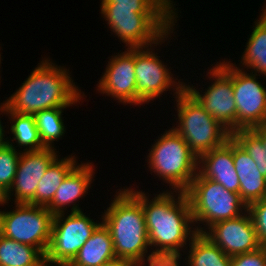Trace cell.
Returning <instances> with one entry per match:
<instances>
[{"label": "cell", "instance_id": "cell-19", "mask_svg": "<svg viewBox=\"0 0 266 266\" xmlns=\"http://www.w3.org/2000/svg\"><path fill=\"white\" fill-rule=\"evenodd\" d=\"M116 259L110 231L101 221L67 266H102Z\"/></svg>", "mask_w": 266, "mask_h": 266}, {"label": "cell", "instance_id": "cell-22", "mask_svg": "<svg viewBox=\"0 0 266 266\" xmlns=\"http://www.w3.org/2000/svg\"><path fill=\"white\" fill-rule=\"evenodd\" d=\"M253 29L240 62L255 74L266 76V15L263 12Z\"/></svg>", "mask_w": 266, "mask_h": 266}, {"label": "cell", "instance_id": "cell-35", "mask_svg": "<svg viewBox=\"0 0 266 266\" xmlns=\"http://www.w3.org/2000/svg\"><path fill=\"white\" fill-rule=\"evenodd\" d=\"M6 192L0 187V205H5Z\"/></svg>", "mask_w": 266, "mask_h": 266}, {"label": "cell", "instance_id": "cell-30", "mask_svg": "<svg viewBox=\"0 0 266 266\" xmlns=\"http://www.w3.org/2000/svg\"><path fill=\"white\" fill-rule=\"evenodd\" d=\"M101 7H174L172 0H102Z\"/></svg>", "mask_w": 266, "mask_h": 266}, {"label": "cell", "instance_id": "cell-1", "mask_svg": "<svg viewBox=\"0 0 266 266\" xmlns=\"http://www.w3.org/2000/svg\"><path fill=\"white\" fill-rule=\"evenodd\" d=\"M142 204L146 230L152 254L180 255V249L197 234L190 203L186 194L178 191L175 198L168 190L157 194L149 202V196L142 191L127 188ZM191 226V227H190Z\"/></svg>", "mask_w": 266, "mask_h": 266}, {"label": "cell", "instance_id": "cell-21", "mask_svg": "<svg viewBox=\"0 0 266 266\" xmlns=\"http://www.w3.org/2000/svg\"><path fill=\"white\" fill-rule=\"evenodd\" d=\"M0 266H46L45 256L33 246L0 234Z\"/></svg>", "mask_w": 266, "mask_h": 266}, {"label": "cell", "instance_id": "cell-9", "mask_svg": "<svg viewBox=\"0 0 266 266\" xmlns=\"http://www.w3.org/2000/svg\"><path fill=\"white\" fill-rule=\"evenodd\" d=\"M64 215L65 212L53 217L50 243L45 254L46 266H67L101 224L82 211L71 212L66 218Z\"/></svg>", "mask_w": 266, "mask_h": 266}, {"label": "cell", "instance_id": "cell-2", "mask_svg": "<svg viewBox=\"0 0 266 266\" xmlns=\"http://www.w3.org/2000/svg\"><path fill=\"white\" fill-rule=\"evenodd\" d=\"M54 64L49 59L42 60L19 89L5 100L7 110L35 115L45 109L68 108L80 102L82 92L72 81L69 70Z\"/></svg>", "mask_w": 266, "mask_h": 266}, {"label": "cell", "instance_id": "cell-33", "mask_svg": "<svg viewBox=\"0 0 266 266\" xmlns=\"http://www.w3.org/2000/svg\"><path fill=\"white\" fill-rule=\"evenodd\" d=\"M102 266H133V265L128 261L116 259L109 263L103 264Z\"/></svg>", "mask_w": 266, "mask_h": 266}, {"label": "cell", "instance_id": "cell-25", "mask_svg": "<svg viewBox=\"0 0 266 266\" xmlns=\"http://www.w3.org/2000/svg\"><path fill=\"white\" fill-rule=\"evenodd\" d=\"M65 108H50L34 115L40 140L45 148H54L53 141H57L65 134L62 112Z\"/></svg>", "mask_w": 266, "mask_h": 266}, {"label": "cell", "instance_id": "cell-14", "mask_svg": "<svg viewBox=\"0 0 266 266\" xmlns=\"http://www.w3.org/2000/svg\"><path fill=\"white\" fill-rule=\"evenodd\" d=\"M55 150V148H44L20 153L14 182L6 193L5 203H9L11 193L14 192L15 203L34 205L39 181L48 166L58 157Z\"/></svg>", "mask_w": 266, "mask_h": 266}, {"label": "cell", "instance_id": "cell-5", "mask_svg": "<svg viewBox=\"0 0 266 266\" xmlns=\"http://www.w3.org/2000/svg\"><path fill=\"white\" fill-rule=\"evenodd\" d=\"M149 169L173 192H185L198 172V158L173 128L166 131L148 153Z\"/></svg>", "mask_w": 266, "mask_h": 266}, {"label": "cell", "instance_id": "cell-20", "mask_svg": "<svg viewBox=\"0 0 266 266\" xmlns=\"http://www.w3.org/2000/svg\"><path fill=\"white\" fill-rule=\"evenodd\" d=\"M75 156L59 159L58 157L48 166L41 177L34 196V205L47 206L65 177L77 166Z\"/></svg>", "mask_w": 266, "mask_h": 266}, {"label": "cell", "instance_id": "cell-26", "mask_svg": "<svg viewBox=\"0 0 266 266\" xmlns=\"http://www.w3.org/2000/svg\"><path fill=\"white\" fill-rule=\"evenodd\" d=\"M231 136L250 155L261 175L266 178V149H264L262 140L251 129H239Z\"/></svg>", "mask_w": 266, "mask_h": 266}, {"label": "cell", "instance_id": "cell-23", "mask_svg": "<svg viewBox=\"0 0 266 266\" xmlns=\"http://www.w3.org/2000/svg\"><path fill=\"white\" fill-rule=\"evenodd\" d=\"M188 266H231V256L225 254L203 233L189 242Z\"/></svg>", "mask_w": 266, "mask_h": 266}, {"label": "cell", "instance_id": "cell-32", "mask_svg": "<svg viewBox=\"0 0 266 266\" xmlns=\"http://www.w3.org/2000/svg\"><path fill=\"white\" fill-rule=\"evenodd\" d=\"M251 130L262 140L264 149H266V123L256 126Z\"/></svg>", "mask_w": 266, "mask_h": 266}, {"label": "cell", "instance_id": "cell-31", "mask_svg": "<svg viewBox=\"0 0 266 266\" xmlns=\"http://www.w3.org/2000/svg\"><path fill=\"white\" fill-rule=\"evenodd\" d=\"M180 255L147 254L146 260L149 266H180Z\"/></svg>", "mask_w": 266, "mask_h": 266}, {"label": "cell", "instance_id": "cell-10", "mask_svg": "<svg viewBox=\"0 0 266 266\" xmlns=\"http://www.w3.org/2000/svg\"><path fill=\"white\" fill-rule=\"evenodd\" d=\"M209 79L215 80L203 94L196 87L185 88L197 99L203 108L231 134L237 131V108L232 88V63L219 62L213 66ZM211 76V77H210Z\"/></svg>", "mask_w": 266, "mask_h": 266}, {"label": "cell", "instance_id": "cell-29", "mask_svg": "<svg viewBox=\"0 0 266 266\" xmlns=\"http://www.w3.org/2000/svg\"><path fill=\"white\" fill-rule=\"evenodd\" d=\"M231 266H266V246L231 257Z\"/></svg>", "mask_w": 266, "mask_h": 266}, {"label": "cell", "instance_id": "cell-28", "mask_svg": "<svg viewBox=\"0 0 266 266\" xmlns=\"http://www.w3.org/2000/svg\"><path fill=\"white\" fill-rule=\"evenodd\" d=\"M257 238L262 246H266V196L248 206Z\"/></svg>", "mask_w": 266, "mask_h": 266}, {"label": "cell", "instance_id": "cell-6", "mask_svg": "<svg viewBox=\"0 0 266 266\" xmlns=\"http://www.w3.org/2000/svg\"><path fill=\"white\" fill-rule=\"evenodd\" d=\"M175 98L179 123L173 129L182 136L197 158L223 145L231 137V133L186 88Z\"/></svg>", "mask_w": 266, "mask_h": 266}, {"label": "cell", "instance_id": "cell-8", "mask_svg": "<svg viewBox=\"0 0 266 266\" xmlns=\"http://www.w3.org/2000/svg\"><path fill=\"white\" fill-rule=\"evenodd\" d=\"M14 204L15 210L0 211V234L33 246L45 256L50 243L54 215L45 206Z\"/></svg>", "mask_w": 266, "mask_h": 266}, {"label": "cell", "instance_id": "cell-15", "mask_svg": "<svg viewBox=\"0 0 266 266\" xmlns=\"http://www.w3.org/2000/svg\"><path fill=\"white\" fill-rule=\"evenodd\" d=\"M126 50L109 59L97 90L114 97L120 103L139 106V94L136 91L135 49Z\"/></svg>", "mask_w": 266, "mask_h": 266}, {"label": "cell", "instance_id": "cell-16", "mask_svg": "<svg viewBox=\"0 0 266 266\" xmlns=\"http://www.w3.org/2000/svg\"><path fill=\"white\" fill-rule=\"evenodd\" d=\"M198 166V173L203 178L213 180L231 192L239 193L240 183L233 160L232 136L223 145L201 155Z\"/></svg>", "mask_w": 266, "mask_h": 266}, {"label": "cell", "instance_id": "cell-12", "mask_svg": "<svg viewBox=\"0 0 266 266\" xmlns=\"http://www.w3.org/2000/svg\"><path fill=\"white\" fill-rule=\"evenodd\" d=\"M135 76L140 105L160 97L170 87L171 89L176 87L173 89L175 94L178 95L186 85L180 80L179 83L175 79L173 80L174 77H172L171 71L152 51L151 46L150 48L146 47V49L135 48Z\"/></svg>", "mask_w": 266, "mask_h": 266}, {"label": "cell", "instance_id": "cell-4", "mask_svg": "<svg viewBox=\"0 0 266 266\" xmlns=\"http://www.w3.org/2000/svg\"><path fill=\"white\" fill-rule=\"evenodd\" d=\"M175 10L174 7H101V14L122 43L128 49H135L165 42L173 33Z\"/></svg>", "mask_w": 266, "mask_h": 266}, {"label": "cell", "instance_id": "cell-3", "mask_svg": "<svg viewBox=\"0 0 266 266\" xmlns=\"http://www.w3.org/2000/svg\"><path fill=\"white\" fill-rule=\"evenodd\" d=\"M116 194L102 222L110 231L116 258L143 266L150 244L142 204L128 189Z\"/></svg>", "mask_w": 266, "mask_h": 266}, {"label": "cell", "instance_id": "cell-13", "mask_svg": "<svg viewBox=\"0 0 266 266\" xmlns=\"http://www.w3.org/2000/svg\"><path fill=\"white\" fill-rule=\"evenodd\" d=\"M194 228L197 233H203L231 257L254 251L262 246L257 238L255 226L248 210L244 215L214 223L206 228L208 232L204 227L195 225Z\"/></svg>", "mask_w": 266, "mask_h": 266}, {"label": "cell", "instance_id": "cell-18", "mask_svg": "<svg viewBox=\"0 0 266 266\" xmlns=\"http://www.w3.org/2000/svg\"><path fill=\"white\" fill-rule=\"evenodd\" d=\"M233 160L239 178L241 200L249 206L266 196V178L244 148L233 138Z\"/></svg>", "mask_w": 266, "mask_h": 266}, {"label": "cell", "instance_id": "cell-11", "mask_svg": "<svg viewBox=\"0 0 266 266\" xmlns=\"http://www.w3.org/2000/svg\"><path fill=\"white\" fill-rule=\"evenodd\" d=\"M232 63V88L237 108V130L252 129L266 123V88L250 74Z\"/></svg>", "mask_w": 266, "mask_h": 266}, {"label": "cell", "instance_id": "cell-7", "mask_svg": "<svg viewBox=\"0 0 266 266\" xmlns=\"http://www.w3.org/2000/svg\"><path fill=\"white\" fill-rule=\"evenodd\" d=\"M184 193L190 203L194 224L203 223L208 228L214 223L236 218L248 210L239 193L203 178L198 172Z\"/></svg>", "mask_w": 266, "mask_h": 266}, {"label": "cell", "instance_id": "cell-17", "mask_svg": "<svg viewBox=\"0 0 266 266\" xmlns=\"http://www.w3.org/2000/svg\"><path fill=\"white\" fill-rule=\"evenodd\" d=\"M94 176L93 165L81 163L77 165L58 187L52 201L46 208L53 214L64 213L72 205L71 212L82 211L76 202L88 191ZM78 199V200H77ZM74 203V204H73Z\"/></svg>", "mask_w": 266, "mask_h": 266}, {"label": "cell", "instance_id": "cell-27", "mask_svg": "<svg viewBox=\"0 0 266 266\" xmlns=\"http://www.w3.org/2000/svg\"><path fill=\"white\" fill-rule=\"evenodd\" d=\"M12 142L0 147V187L7 193L16 175L20 153Z\"/></svg>", "mask_w": 266, "mask_h": 266}, {"label": "cell", "instance_id": "cell-36", "mask_svg": "<svg viewBox=\"0 0 266 266\" xmlns=\"http://www.w3.org/2000/svg\"><path fill=\"white\" fill-rule=\"evenodd\" d=\"M265 9L263 10V13L266 15V6L264 7Z\"/></svg>", "mask_w": 266, "mask_h": 266}, {"label": "cell", "instance_id": "cell-34", "mask_svg": "<svg viewBox=\"0 0 266 266\" xmlns=\"http://www.w3.org/2000/svg\"><path fill=\"white\" fill-rule=\"evenodd\" d=\"M4 127L2 126L1 120H0V147L7 144V140L4 139Z\"/></svg>", "mask_w": 266, "mask_h": 266}, {"label": "cell", "instance_id": "cell-24", "mask_svg": "<svg viewBox=\"0 0 266 266\" xmlns=\"http://www.w3.org/2000/svg\"><path fill=\"white\" fill-rule=\"evenodd\" d=\"M2 104L0 106V113L9 114L8 118L12 121L10 130L13 138L11 141H15L19 147H25L23 151L44 149L45 147L40 140L34 115L12 112L11 110H7L5 103Z\"/></svg>", "mask_w": 266, "mask_h": 266}]
</instances>
